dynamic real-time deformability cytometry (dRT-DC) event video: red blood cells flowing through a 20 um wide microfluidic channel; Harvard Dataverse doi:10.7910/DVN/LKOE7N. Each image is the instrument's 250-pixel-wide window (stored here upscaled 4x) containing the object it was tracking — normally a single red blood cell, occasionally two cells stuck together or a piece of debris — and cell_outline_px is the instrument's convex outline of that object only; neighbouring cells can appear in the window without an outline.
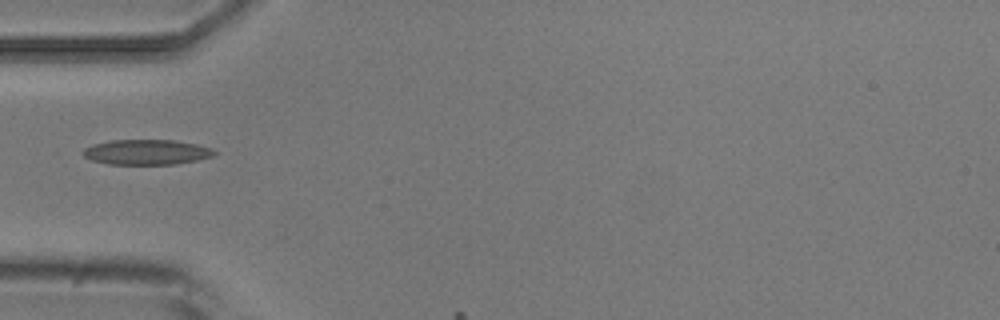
{"species": "common noctule bat (a hibernating species)", "species_latin": "Nyctalus noctula", "temperature_condition": "room temperature", "stored_images_in_passage": 7, "camera_frame_rate_fps": 3000, "um_per_image_px": 0.085, "animal": {"sex": "male", "body_mass_g": 20.5, "forearm_length_mm": 52.5}, "frame": {"image": 1, "passage_image": 6, "time_ms": 6.667, "image_size_px": [1000, 320], "cell_outline_px": [[216, 152], [212, 156], [196, 160], [176, 164], [108, 164], [92, 160], [84, 156], [80, 152], [84, 148], [92, 144], [112, 140], [172, 140], [196, 144], [212, 148]], "centroid_in_image_um": [12.42, 12.93], "position_along_channel_um": 72.6, "area_um2": 19.19}}